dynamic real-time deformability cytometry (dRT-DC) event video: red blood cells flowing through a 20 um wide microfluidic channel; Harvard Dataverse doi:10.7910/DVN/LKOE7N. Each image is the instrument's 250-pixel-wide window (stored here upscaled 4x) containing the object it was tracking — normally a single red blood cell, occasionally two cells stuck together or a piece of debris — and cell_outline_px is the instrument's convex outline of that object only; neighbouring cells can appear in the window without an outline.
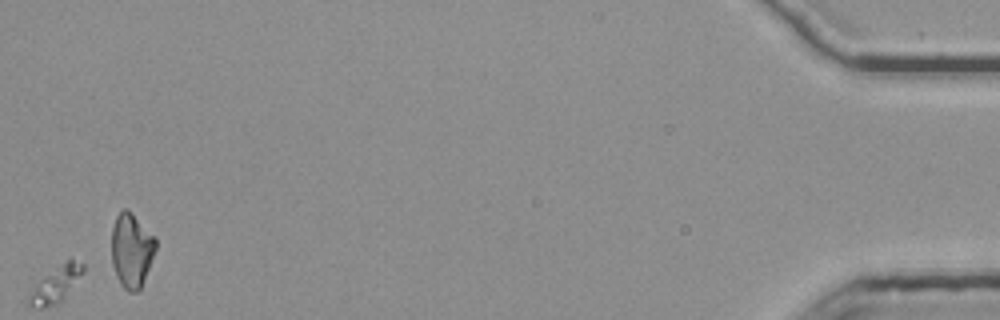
{"species": "common noctule bat (a hibernating species)", "species_latin": "Nyctalus noctula", "temperature_condition": "room temperature", "stored_images_in_passage": 53, "camera_frame_rate_fps": 3000, "um_per_image_px": 0.085, "animal": {"sex": "female", "body_mass_g": 25.1}, "frame": {"image": 1, "passage_image": 53, "time_ms": 17.333, "image_size_px": [1000, 320], "cell_outline_px": [[156, 248], [140, 288], [136, 292], [128, 292], [120, 284], [116, 276], [112, 264], [112, 228], [116, 216], [124, 208], [128, 208], [156, 236]], "centroid_in_image_um": [11.18, 21.24], "position_along_channel_um": 424.0, "area_um2": 19.19}}